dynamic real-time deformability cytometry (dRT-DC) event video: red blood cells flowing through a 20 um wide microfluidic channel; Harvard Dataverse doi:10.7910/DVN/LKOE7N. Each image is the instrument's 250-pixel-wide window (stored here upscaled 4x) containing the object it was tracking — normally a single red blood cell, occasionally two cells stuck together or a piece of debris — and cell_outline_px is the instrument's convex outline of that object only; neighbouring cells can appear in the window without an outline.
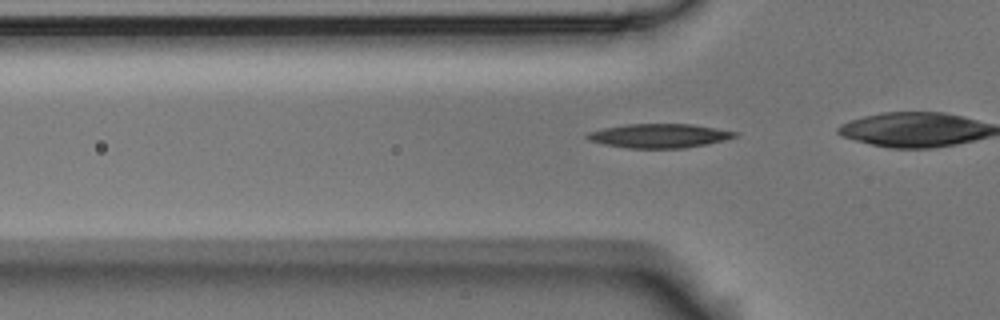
{"species": "Egyptian fruit bat (a non-hibernating species)", "species_latin": "Rousettus aegyptiacus", "temperature_condition": "room temperature", "stored_images_in_passage": 30, "camera_frame_rate_fps": 3000, "um_per_image_px": 0.085, "animal": {"sex": "male"}, "frame": {"image": 1, "passage_image": 4, "time_ms": 1.0, "image_size_px": [1000, 320], "cell_outline_px": [[740, 136], [724, 140], [684, 148], [628, 148], [604, 144], [588, 140], [584, 136], [588, 132], [604, 128], [628, 124], [692, 124], [740, 132]], "centroid_in_image_um": [56.06, 11.54], "position_along_channel_um": 69.7, "area_um2": 20.69}}
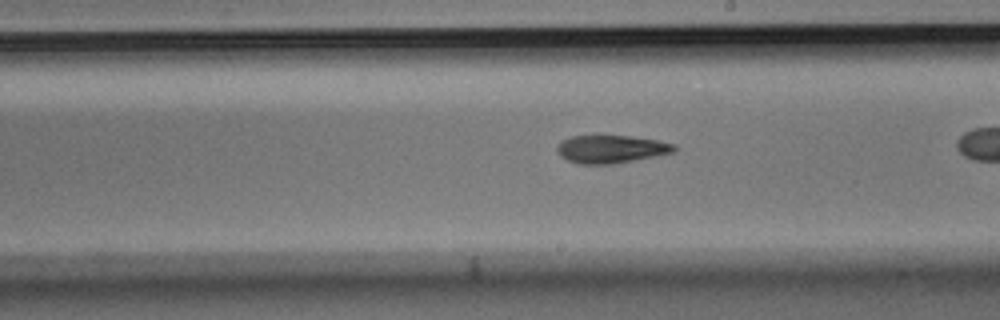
{"frame": {"image": 2, "passage_image": 18, "time_ms": 5.667, "image_size_px": [1000, 320], "cell_outline_px": [[676, 148], [672, 152], [612, 164], [576, 164], [560, 156], [556, 152], [556, 148], [560, 140], [572, 136], [596, 132], [632, 136], [656, 140], [676, 144]], "centroid_in_image_um": [51.83, 12.61], "position_along_channel_um": 237.2, "area_um2": 19.77}}
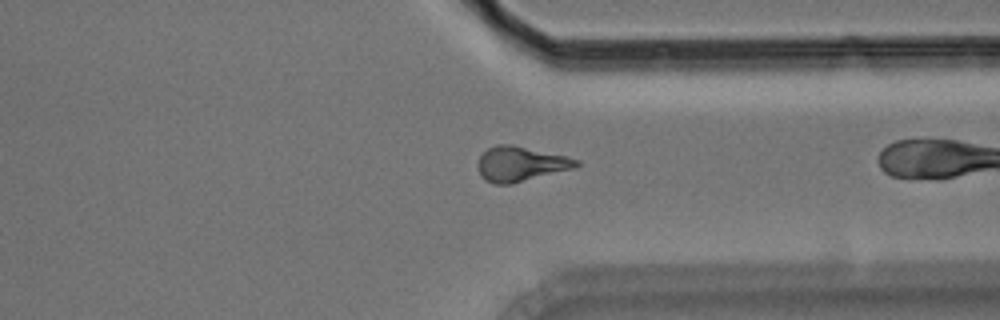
{"frame": {"image": 3, "passage_image": 29, "time_ms": 9.333, "image_size_px": [1000, 320], "cell_outline_px": [[580, 164], [572, 168], [512, 184], [496, 184], [484, 180], [480, 176], [476, 164], [480, 156], [488, 148], [496, 144], [512, 144], [564, 156], [580, 160]], "centroid_in_image_um": [44.18, 13.93], "position_along_channel_um": 367.2, "area_um2": 19.88}}